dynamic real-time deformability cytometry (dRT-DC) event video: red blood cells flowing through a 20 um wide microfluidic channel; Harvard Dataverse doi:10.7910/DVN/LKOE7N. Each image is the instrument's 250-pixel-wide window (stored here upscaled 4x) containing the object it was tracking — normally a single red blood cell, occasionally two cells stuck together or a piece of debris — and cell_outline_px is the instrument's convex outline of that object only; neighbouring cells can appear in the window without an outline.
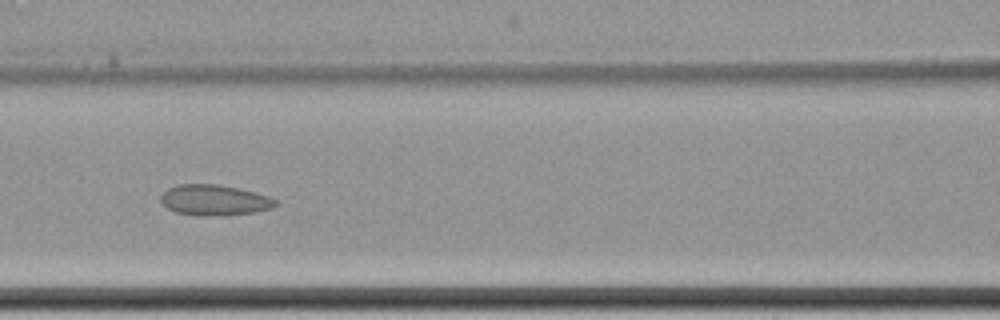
{"species": "common noctule bat (a hibernating species)", "species_latin": "Nyctalus noctula", "temperature_condition": "cold", "stored_images_in_passage": 10, "camera_frame_rate_fps": 3000, "um_per_image_px": 0.085, "animal": {"sex": "female", "body_mass_g": 22.7, "forearm_length_mm": 54.2}, "frame": {"image": 1, "passage_image": 9, "time_ms": 10.667, "image_size_px": [1000, 320], "cell_outline_px": [[280, 204], [272, 208], [256, 212], [224, 216], [196, 216], [176, 212], [168, 208], [160, 200], [160, 196], [168, 188], [176, 184], [216, 184], [256, 192], [280, 200]], "centroid_in_image_um": [18.27, 17.02], "position_along_channel_um": 148.3, "area_um2": 20.87}}
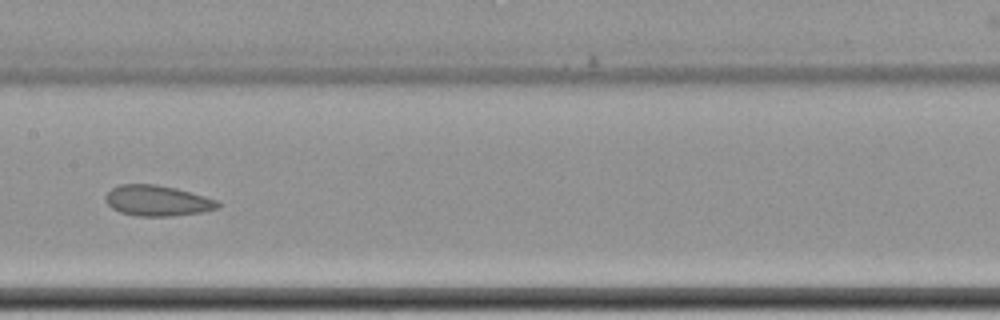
{"frame": {"image": 2, "passage_image": 10, "time_ms": 12.0, "image_size_px": [1000, 320], "cell_outline_px": [[224, 204], [216, 208], [200, 212], [172, 216], [140, 216], [120, 212], [112, 208], [104, 200], [104, 196], [112, 188], [120, 184], [156, 184], [176, 188], [204, 196], [216, 200]], "centroid_in_image_um": [13.35, 17.05], "position_along_channel_um": 194.0, "area_um2": 20.0}}